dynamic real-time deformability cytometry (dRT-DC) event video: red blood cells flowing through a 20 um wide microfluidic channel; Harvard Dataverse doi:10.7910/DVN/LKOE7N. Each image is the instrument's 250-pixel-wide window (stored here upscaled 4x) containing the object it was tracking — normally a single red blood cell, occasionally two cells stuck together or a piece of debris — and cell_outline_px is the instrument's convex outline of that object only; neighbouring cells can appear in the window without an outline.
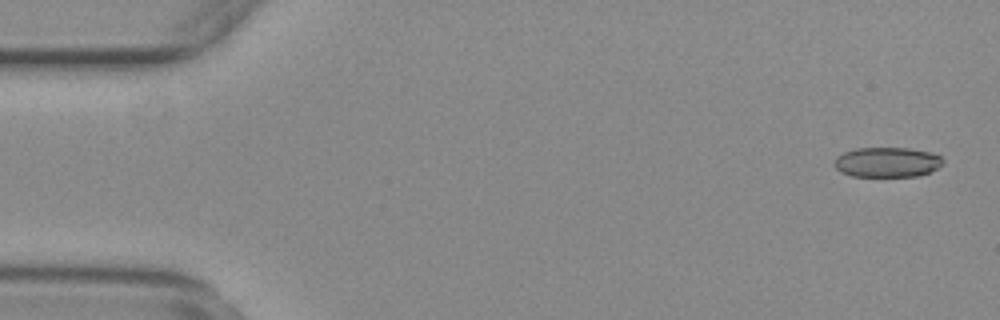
{"species": "common noctule bat (a hibernating species)", "species_latin": "Nyctalus noctula", "temperature_condition": "warm", "stored_images_in_passage": 54, "camera_frame_rate_fps": 3000, "um_per_image_px": 0.085, "animal": {"sex": "female", "body_mass_g": 29.2, "forearm_length_mm": 56.3}, "frame": {"image": 1, "passage_image": 2, "time_ms": 0.333, "image_size_px": [1000, 320], "cell_outline_px": [[944, 160], [936, 168], [928, 172], [916, 176], [852, 176], [840, 172], [836, 168], [836, 156], [844, 152], [856, 148], [908, 148], [932, 152], [940, 156]], "centroid_in_image_um": [75.39, 13.78], "position_along_channel_um": 9.6, "area_um2": 18.79}}
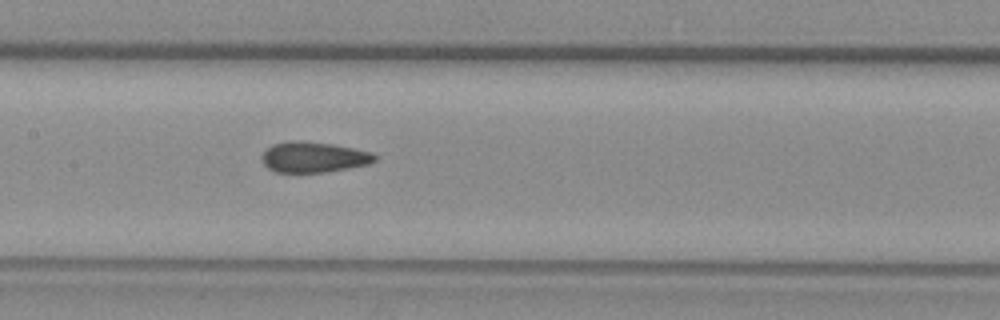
{"frame": {"image": 2, "passage_image": 26, "time_ms": 8.333, "image_size_px": [1000, 320], "cell_outline_px": [[376, 160], [368, 164], [348, 168], [324, 172], [276, 172], [268, 168], [260, 160], [260, 156], [272, 144], [288, 140], [300, 140], [332, 144], [372, 152], [376, 156]], "centroid_in_image_um": [26.61, 13.34], "position_along_channel_um": 180.8, "area_um2": 20.17}}
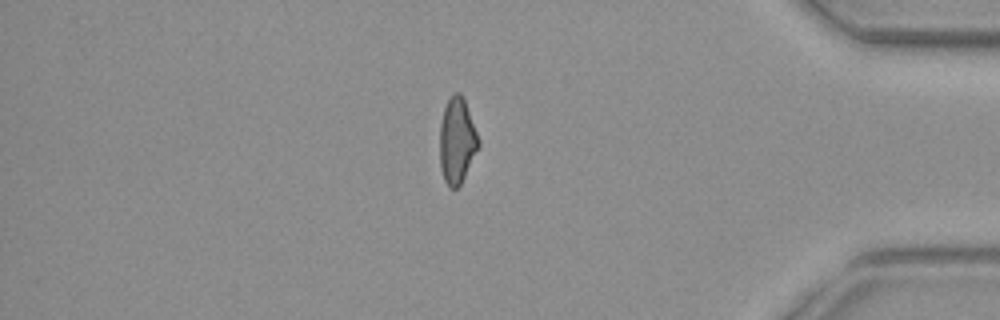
{"frame": {"image": 3, "passage_image": 46, "time_ms": 15.0, "image_size_px": [1000, 320], "cell_outline_px": [[480, 144], [460, 184], [456, 188], [448, 188], [444, 180], [440, 168], [440, 124], [444, 108], [452, 92], [460, 92], [464, 100], [480, 140]], "centroid_in_image_um": [38.83, 11.95], "position_along_channel_um": 396.4, "area_um2": 19.19}, "authors_computed_cell_mechanics": {"area_um2": 20.1722, "velocity_mm_per_s": 3.7858, "shape_relaxation_time_tau1_ms": null, "shape_relaxation_time_tau2_ms": 1.9222, "deformation_change_tau1": null, "deformation_change_tau2": 0.0875}}